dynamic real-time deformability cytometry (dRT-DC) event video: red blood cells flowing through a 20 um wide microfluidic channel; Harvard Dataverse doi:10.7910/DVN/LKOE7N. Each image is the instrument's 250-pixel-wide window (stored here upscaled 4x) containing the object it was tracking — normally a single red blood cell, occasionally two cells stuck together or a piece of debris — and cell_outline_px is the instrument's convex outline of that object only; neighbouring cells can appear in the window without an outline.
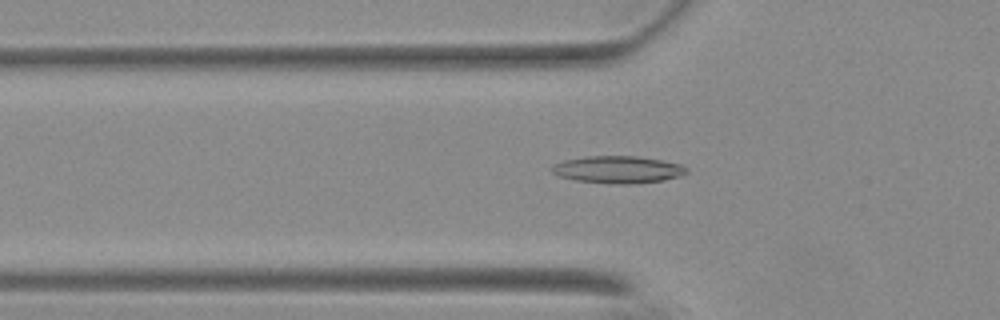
{"species": "Egyptian fruit bat (a non-hibernating species)", "species_latin": "Rousettus aegyptiacus", "temperature_condition": "warm", "stored_images_in_passage": 46, "camera_frame_rate_fps": 3000, "um_per_image_px": 0.085, "animal": {"sex": "female"}, "frame": {"image": 1, "passage_image": 9, "time_ms": 2.667, "image_size_px": [1000, 320], "cell_outline_px": [[688, 172], [680, 176], [660, 180], [628, 184], [612, 184], [576, 180], [556, 176], [552, 172], [552, 164], [564, 160], [584, 156], [636, 156], [660, 160], [680, 164], [688, 168]], "centroid_in_image_um": [52.47, 14.41], "position_along_channel_um": 73.3, "area_um2": 21.33}}
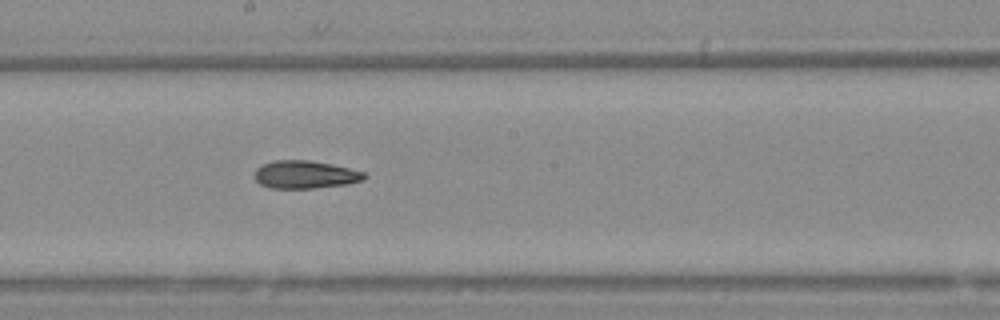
{"frame": {"image": 2, "passage_image": 21, "time_ms": 6.667, "image_size_px": [1000, 320], "cell_outline_px": [[368, 176], [364, 180], [348, 184], [312, 188], [272, 188], [260, 184], [252, 176], [256, 168], [260, 164], [272, 160], [308, 160], [332, 164], [364, 172]], "centroid_in_image_um": [25.9, 14.83], "position_along_channel_um": 222.3, "area_um2": 18.03}}
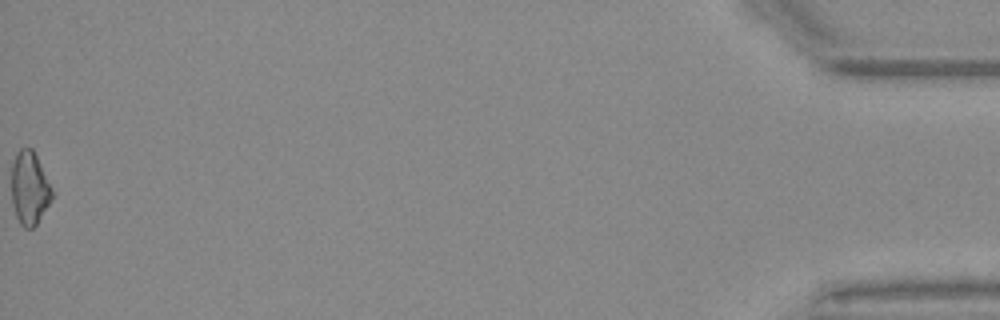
{"frame": {"image": 3, "passage_image": 46, "time_ms": 15.0, "image_size_px": [1000, 320], "cell_outline_px": [[52, 200], [36, 224], [32, 228], [24, 228], [20, 224], [16, 216], [12, 204], [12, 164], [16, 152], [20, 148], [32, 148], [52, 188]], "centroid_in_image_um": [2.5, 16.0], "position_along_channel_um": 432.7, "area_um2": 17.17}}